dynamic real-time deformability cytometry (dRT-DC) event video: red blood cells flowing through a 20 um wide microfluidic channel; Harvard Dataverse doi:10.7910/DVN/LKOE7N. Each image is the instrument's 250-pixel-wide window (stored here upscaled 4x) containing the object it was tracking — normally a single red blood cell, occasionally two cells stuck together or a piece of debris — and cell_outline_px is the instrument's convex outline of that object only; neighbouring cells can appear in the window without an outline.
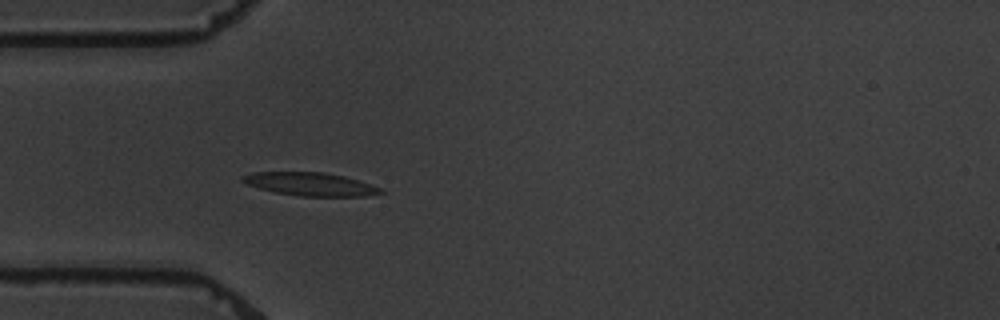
{"species": "common noctule bat (a hibernating species)", "species_latin": "Nyctalus noctula", "temperature_condition": "warm", "stored_images_in_passage": 2, "camera_frame_rate_fps": 3000, "um_per_image_px": 0.085, "animal": {"sex": "male", "body_mass_g": 19.5, "forearm_length_mm": 54.6}, "frame": {"image": 1, "passage_image": 2, "time_ms": 1.333, "image_size_px": [1000, 320], "cell_outline_px": [[384, 192], [364, 196], [300, 196], [276, 192], [260, 188], [248, 184], [240, 180], [240, 176], [252, 172], [324, 172], [344, 176], [372, 184], [384, 188]], "centroid_in_image_um": [26.4, 15.64], "position_along_channel_um": 58.6, "area_um2": 18.67}}